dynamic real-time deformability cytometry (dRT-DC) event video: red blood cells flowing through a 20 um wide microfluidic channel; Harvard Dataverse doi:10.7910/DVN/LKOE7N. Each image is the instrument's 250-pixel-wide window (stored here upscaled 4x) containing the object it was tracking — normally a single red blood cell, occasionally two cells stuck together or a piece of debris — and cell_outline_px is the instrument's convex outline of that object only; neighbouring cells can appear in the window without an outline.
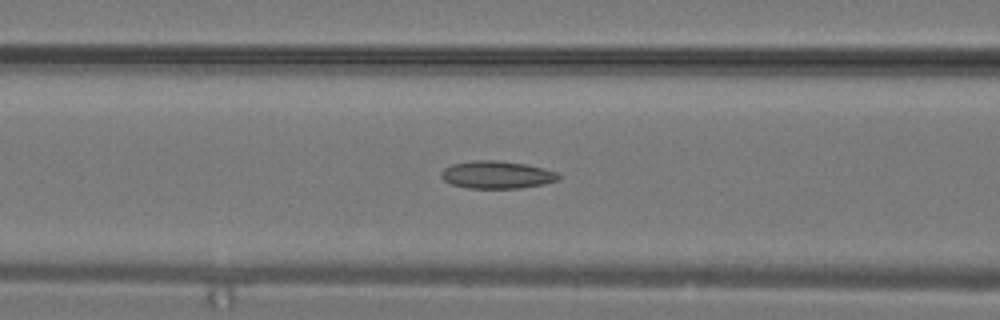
{"species": "common noctule bat (a hibernating species)", "species_latin": "Nyctalus noctula", "temperature_condition": "warm", "stored_images_in_passage": 31, "camera_frame_rate_fps": 3000, "um_per_image_px": 0.085, "animal": {"sex": "male", "body_mass_g": 19.2, "forearm_length_mm": 51.8}, "frame": {"image": 1, "passage_image": 13, "time_ms": 4.0, "image_size_px": [1000, 320], "cell_outline_px": [[560, 176], [556, 180], [544, 184], [520, 188], [468, 188], [452, 184], [444, 180], [440, 176], [440, 172], [444, 168], [452, 164], [472, 160], [492, 160], [524, 164], [544, 168], [556, 172]], "centroid_in_image_um": [42.19, 14.85], "position_along_channel_um": 124.4, "area_um2": 18.73}}
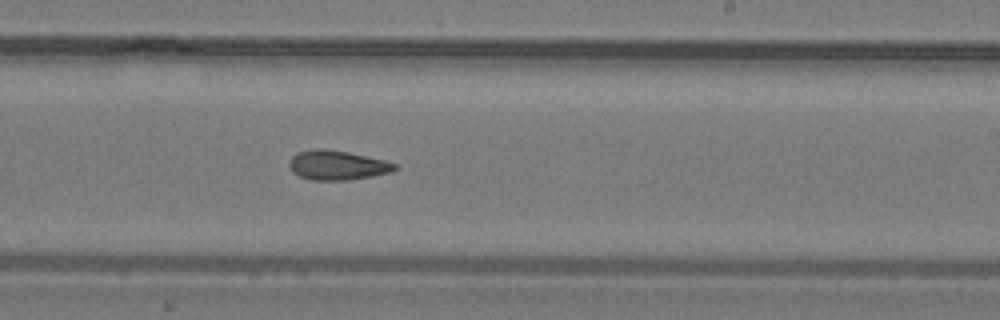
{"frame": {"image": 2, "passage_image": 19, "time_ms": 6.0, "image_size_px": [1000, 320], "cell_outline_px": [[396, 168], [392, 172], [372, 176], [348, 180], [312, 180], [300, 176], [292, 172], [288, 164], [288, 160], [296, 152], [316, 148], [324, 148], [348, 152], [384, 160], [396, 164]], "centroid_in_image_um": [28.62, 14.03], "position_along_channel_um": 260.4, "area_um2": 18.21}}
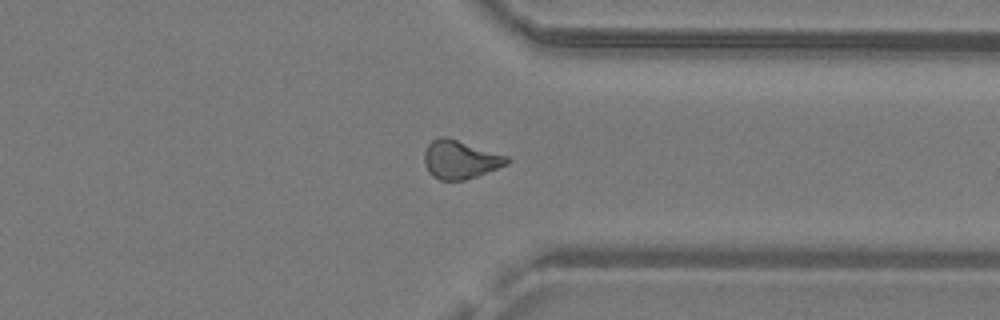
{"frame": {"image": 3, "passage_image": 24, "time_ms": 7.667, "image_size_px": [1000, 320], "cell_outline_px": [[508, 164], [476, 176], [464, 180], [440, 180], [432, 176], [428, 172], [424, 164], [424, 152], [428, 144], [432, 140], [440, 136], [444, 136], [508, 156]], "centroid_in_image_um": [39.07, 13.57], "position_along_channel_um": 372.3, "area_um2": 18.32}}